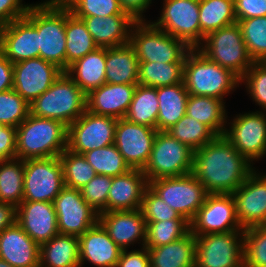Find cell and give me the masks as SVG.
Masks as SVG:
<instances>
[{"instance_id":"cell-48","label":"cell","mask_w":266,"mask_h":267,"mask_svg":"<svg viewBox=\"0 0 266 267\" xmlns=\"http://www.w3.org/2000/svg\"><path fill=\"white\" fill-rule=\"evenodd\" d=\"M111 186L112 177L96 174L80 191L83 199L100 214L107 212V197Z\"/></svg>"},{"instance_id":"cell-24","label":"cell","mask_w":266,"mask_h":267,"mask_svg":"<svg viewBox=\"0 0 266 267\" xmlns=\"http://www.w3.org/2000/svg\"><path fill=\"white\" fill-rule=\"evenodd\" d=\"M78 239L80 267L85 261L97 267H116L122 249L109 237L99 222Z\"/></svg>"},{"instance_id":"cell-25","label":"cell","mask_w":266,"mask_h":267,"mask_svg":"<svg viewBox=\"0 0 266 267\" xmlns=\"http://www.w3.org/2000/svg\"><path fill=\"white\" fill-rule=\"evenodd\" d=\"M85 23L98 47H120L130 42V33L137 22L131 15L75 16Z\"/></svg>"},{"instance_id":"cell-16","label":"cell","mask_w":266,"mask_h":267,"mask_svg":"<svg viewBox=\"0 0 266 267\" xmlns=\"http://www.w3.org/2000/svg\"><path fill=\"white\" fill-rule=\"evenodd\" d=\"M52 203L59 234L79 237L98 222V213L83 199L79 189L64 186Z\"/></svg>"},{"instance_id":"cell-57","label":"cell","mask_w":266,"mask_h":267,"mask_svg":"<svg viewBox=\"0 0 266 267\" xmlns=\"http://www.w3.org/2000/svg\"><path fill=\"white\" fill-rule=\"evenodd\" d=\"M0 267H13L8 262L0 258Z\"/></svg>"},{"instance_id":"cell-19","label":"cell","mask_w":266,"mask_h":267,"mask_svg":"<svg viewBox=\"0 0 266 267\" xmlns=\"http://www.w3.org/2000/svg\"><path fill=\"white\" fill-rule=\"evenodd\" d=\"M253 171L232 193L236 218L244 230L266 224V174Z\"/></svg>"},{"instance_id":"cell-38","label":"cell","mask_w":266,"mask_h":267,"mask_svg":"<svg viewBox=\"0 0 266 267\" xmlns=\"http://www.w3.org/2000/svg\"><path fill=\"white\" fill-rule=\"evenodd\" d=\"M184 63L139 62L138 84L150 87L183 82Z\"/></svg>"},{"instance_id":"cell-26","label":"cell","mask_w":266,"mask_h":267,"mask_svg":"<svg viewBox=\"0 0 266 267\" xmlns=\"http://www.w3.org/2000/svg\"><path fill=\"white\" fill-rule=\"evenodd\" d=\"M0 258L13 267H39L40 245L15 223L0 233Z\"/></svg>"},{"instance_id":"cell-11","label":"cell","mask_w":266,"mask_h":267,"mask_svg":"<svg viewBox=\"0 0 266 267\" xmlns=\"http://www.w3.org/2000/svg\"><path fill=\"white\" fill-rule=\"evenodd\" d=\"M64 186L59 157L24 160L23 201L53 202Z\"/></svg>"},{"instance_id":"cell-22","label":"cell","mask_w":266,"mask_h":267,"mask_svg":"<svg viewBox=\"0 0 266 267\" xmlns=\"http://www.w3.org/2000/svg\"><path fill=\"white\" fill-rule=\"evenodd\" d=\"M98 222L108 232L109 237L122 249L142 241H146V221L140 209L108 211L98 214Z\"/></svg>"},{"instance_id":"cell-39","label":"cell","mask_w":266,"mask_h":267,"mask_svg":"<svg viewBox=\"0 0 266 267\" xmlns=\"http://www.w3.org/2000/svg\"><path fill=\"white\" fill-rule=\"evenodd\" d=\"M190 232V222L186 219H171L146 222L144 247L151 249L175 242Z\"/></svg>"},{"instance_id":"cell-4","label":"cell","mask_w":266,"mask_h":267,"mask_svg":"<svg viewBox=\"0 0 266 267\" xmlns=\"http://www.w3.org/2000/svg\"><path fill=\"white\" fill-rule=\"evenodd\" d=\"M183 83L189 95L223 100L226 94L239 87L241 79L231 70L210 61L195 48L186 55Z\"/></svg>"},{"instance_id":"cell-5","label":"cell","mask_w":266,"mask_h":267,"mask_svg":"<svg viewBox=\"0 0 266 267\" xmlns=\"http://www.w3.org/2000/svg\"><path fill=\"white\" fill-rule=\"evenodd\" d=\"M87 95L62 72L42 95L30 104V114L69 126L86 111Z\"/></svg>"},{"instance_id":"cell-18","label":"cell","mask_w":266,"mask_h":267,"mask_svg":"<svg viewBox=\"0 0 266 267\" xmlns=\"http://www.w3.org/2000/svg\"><path fill=\"white\" fill-rule=\"evenodd\" d=\"M157 129L117 119L115 141L120 154L131 169H143L149 159Z\"/></svg>"},{"instance_id":"cell-53","label":"cell","mask_w":266,"mask_h":267,"mask_svg":"<svg viewBox=\"0 0 266 267\" xmlns=\"http://www.w3.org/2000/svg\"><path fill=\"white\" fill-rule=\"evenodd\" d=\"M141 250H122L116 267H151L148 249L141 247Z\"/></svg>"},{"instance_id":"cell-23","label":"cell","mask_w":266,"mask_h":267,"mask_svg":"<svg viewBox=\"0 0 266 267\" xmlns=\"http://www.w3.org/2000/svg\"><path fill=\"white\" fill-rule=\"evenodd\" d=\"M137 84H110L87 95L86 110L96 115L124 118L132 102Z\"/></svg>"},{"instance_id":"cell-43","label":"cell","mask_w":266,"mask_h":267,"mask_svg":"<svg viewBox=\"0 0 266 267\" xmlns=\"http://www.w3.org/2000/svg\"><path fill=\"white\" fill-rule=\"evenodd\" d=\"M237 23L252 60L266 62V16L242 19Z\"/></svg>"},{"instance_id":"cell-21","label":"cell","mask_w":266,"mask_h":267,"mask_svg":"<svg viewBox=\"0 0 266 267\" xmlns=\"http://www.w3.org/2000/svg\"><path fill=\"white\" fill-rule=\"evenodd\" d=\"M16 223L39 245L59 234L52 202L23 201L16 208Z\"/></svg>"},{"instance_id":"cell-28","label":"cell","mask_w":266,"mask_h":267,"mask_svg":"<svg viewBox=\"0 0 266 267\" xmlns=\"http://www.w3.org/2000/svg\"><path fill=\"white\" fill-rule=\"evenodd\" d=\"M106 48L98 47L69 65L65 73L88 95L106 83Z\"/></svg>"},{"instance_id":"cell-14","label":"cell","mask_w":266,"mask_h":267,"mask_svg":"<svg viewBox=\"0 0 266 267\" xmlns=\"http://www.w3.org/2000/svg\"><path fill=\"white\" fill-rule=\"evenodd\" d=\"M195 236L244 231L237 218L232 194H207L203 205L190 222Z\"/></svg>"},{"instance_id":"cell-35","label":"cell","mask_w":266,"mask_h":267,"mask_svg":"<svg viewBox=\"0 0 266 267\" xmlns=\"http://www.w3.org/2000/svg\"><path fill=\"white\" fill-rule=\"evenodd\" d=\"M66 70L98 46L82 19L75 17L66 6Z\"/></svg>"},{"instance_id":"cell-33","label":"cell","mask_w":266,"mask_h":267,"mask_svg":"<svg viewBox=\"0 0 266 267\" xmlns=\"http://www.w3.org/2000/svg\"><path fill=\"white\" fill-rule=\"evenodd\" d=\"M224 105V101L220 99L189 95L186 115L208 126L217 136H220L223 135L227 123Z\"/></svg>"},{"instance_id":"cell-44","label":"cell","mask_w":266,"mask_h":267,"mask_svg":"<svg viewBox=\"0 0 266 267\" xmlns=\"http://www.w3.org/2000/svg\"><path fill=\"white\" fill-rule=\"evenodd\" d=\"M244 233V267H266V224L246 228Z\"/></svg>"},{"instance_id":"cell-9","label":"cell","mask_w":266,"mask_h":267,"mask_svg":"<svg viewBox=\"0 0 266 267\" xmlns=\"http://www.w3.org/2000/svg\"><path fill=\"white\" fill-rule=\"evenodd\" d=\"M148 187L191 222L203 205L207 192L204 185L191 173L180 177H164L148 182Z\"/></svg>"},{"instance_id":"cell-31","label":"cell","mask_w":266,"mask_h":267,"mask_svg":"<svg viewBox=\"0 0 266 267\" xmlns=\"http://www.w3.org/2000/svg\"><path fill=\"white\" fill-rule=\"evenodd\" d=\"M159 110L157 130L167 131L186 114L189 93L184 83L156 88Z\"/></svg>"},{"instance_id":"cell-49","label":"cell","mask_w":266,"mask_h":267,"mask_svg":"<svg viewBox=\"0 0 266 267\" xmlns=\"http://www.w3.org/2000/svg\"><path fill=\"white\" fill-rule=\"evenodd\" d=\"M246 83L248 94L255 103L266 110V62H254L245 75L241 78V83Z\"/></svg>"},{"instance_id":"cell-47","label":"cell","mask_w":266,"mask_h":267,"mask_svg":"<svg viewBox=\"0 0 266 267\" xmlns=\"http://www.w3.org/2000/svg\"><path fill=\"white\" fill-rule=\"evenodd\" d=\"M140 210L146 222H159L171 219H185L166 204L149 187L144 191Z\"/></svg>"},{"instance_id":"cell-10","label":"cell","mask_w":266,"mask_h":267,"mask_svg":"<svg viewBox=\"0 0 266 267\" xmlns=\"http://www.w3.org/2000/svg\"><path fill=\"white\" fill-rule=\"evenodd\" d=\"M195 237V267H244L243 231Z\"/></svg>"},{"instance_id":"cell-50","label":"cell","mask_w":266,"mask_h":267,"mask_svg":"<svg viewBox=\"0 0 266 267\" xmlns=\"http://www.w3.org/2000/svg\"><path fill=\"white\" fill-rule=\"evenodd\" d=\"M30 7L31 4H22V0H0V27L24 17Z\"/></svg>"},{"instance_id":"cell-36","label":"cell","mask_w":266,"mask_h":267,"mask_svg":"<svg viewBox=\"0 0 266 267\" xmlns=\"http://www.w3.org/2000/svg\"><path fill=\"white\" fill-rule=\"evenodd\" d=\"M158 110L159 101L156 88L137 84L124 118L129 122L157 129Z\"/></svg>"},{"instance_id":"cell-27","label":"cell","mask_w":266,"mask_h":267,"mask_svg":"<svg viewBox=\"0 0 266 267\" xmlns=\"http://www.w3.org/2000/svg\"><path fill=\"white\" fill-rule=\"evenodd\" d=\"M147 187L148 181L141 169H131L123 175L112 177L107 212L140 209Z\"/></svg>"},{"instance_id":"cell-41","label":"cell","mask_w":266,"mask_h":267,"mask_svg":"<svg viewBox=\"0 0 266 267\" xmlns=\"http://www.w3.org/2000/svg\"><path fill=\"white\" fill-rule=\"evenodd\" d=\"M83 156L98 175L115 177L131 170L115 144L85 152Z\"/></svg>"},{"instance_id":"cell-12","label":"cell","mask_w":266,"mask_h":267,"mask_svg":"<svg viewBox=\"0 0 266 267\" xmlns=\"http://www.w3.org/2000/svg\"><path fill=\"white\" fill-rule=\"evenodd\" d=\"M156 28L184 41L191 49L200 46L199 0H163Z\"/></svg>"},{"instance_id":"cell-13","label":"cell","mask_w":266,"mask_h":267,"mask_svg":"<svg viewBox=\"0 0 266 267\" xmlns=\"http://www.w3.org/2000/svg\"><path fill=\"white\" fill-rule=\"evenodd\" d=\"M117 119L86 110L68 126L67 149L77 154L114 144Z\"/></svg>"},{"instance_id":"cell-20","label":"cell","mask_w":266,"mask_h":267,"mask_svg":"<svg viewBox=\"0 0 266 267\" xmlns=\"http://www.w3.org/2000/svg\"><path fill=\"white\" fill-rule=\"evenodd\" d=\"M39 48L38 30L25 17L0 27V51L12 63L39 57Z\"/></svg>"},{"instance_id":"cell-15","label":"cell","mask_w":266,"mask_h":267,"mask_svg":"<svg viewBox=\"0 0 266 267\" xmlns=\"http://www.w3.org/2000/svg\"><path fill=\"white\" fill-rule=\"evenodd\" d=\"M223 136L250 162L266 155V113L262 111L237 115Z\"/></svg>"},{"instance_id":"cell-55","label":"cell","mask_w":266,"mask_h":267,"mask_svg":"<svg viewBox=\"0 0 266 267\" xmlns=\"http://www.w3.org/2000/svg\"><path fill=\"white\" fill-rule=\"evenodd\" d=\"M13 88V63L0 51V92Z\"/></svg>"},{"instance_id":"cell-7","label":"cell","mask_w":266,"mask_h":267,"mask_svg":"<svg viewBox=\"0 0 266 267\" xmlns=\"http://www.w3.org/2000/svg\"><path fill=\"white\" fill-rule=\"evenodd\" d=\"M197 49L210 61L231 70L240 79L254 63L237 22L208 34Z\"/></svg>"},{"instance_id":"cell-42","label":"cell","mask_w":266,"mask_h":267,"mask_svg":"<svg viewBox=\"0 0 266 267\" xmlns=\"http://www.w3.org/2000/svg\"><path fill=\"white\" fill-rule=\"evenodd\" d=\"M62 164L64 185L74 189H81L95 176L94 168L82 154L65 149L59 156Z\"/></svg>"},{"instance_id":"cell-1","label":"cell","mask_w":266,"mask_h":267,"mask_svg":"<svg viewBox=\"0 0 266 267\" xmlns=\"http://www.w3.org/2000/svg\"><path fill=\"white\" fill-rule=\"evenodd\" d=\"M252 166L223 135L193 152L192 174L208 194H232L256 169Z\"/></svg>"},{"instance_id":"cell-54","label":"cell","mask_w":266,"mask_h":267,"mask_svg":"<svg viewBox=\"0 0 266 267\" xmlns=\"http://www.w3.org/2000/svg\"><path fill=\"white\" fill-rule=\"evenodd\" d=\"M123 10L130 14L136 21H146L143 13L148 9L152 0H119Z\"/></svg>"},{"instance_id":"cell-6","label":"cell","mask_w":266,"mask_h":267,"mask_svg":"<svg viewBox=\"0 0 266 267\" xmlns=\"http://www.w3.org/2000/svg\"><path fill=\"white\" fill-rule=\"evenodd\" d=\"M129 44L139 62L184 63L191 48L182 40L156 28L150 21H137Z\"/></svg>"},{"instance_id":"cell-2","label":"cell","mask_w":266,"mask_h":267,"mask_svg":"<svg viewBox=\"0 0 266 267\" xmlns=\"http://www.w3.org/2000/svg\"><path fill=\"white\" fill-rule=\"evenodd\" d=\"M68 146V126L29 114L16 128V158L59 157Z\"/></svg>"},{"instance_id":"cell-3","label":"cell","mask_w":266,"mask_h":267,"mask_svg":"<svg viewBox=\"0 0 266 267\" xmlns=\"http://www.w3.org/2000/svg\"><path fill=\"white\" fill-rule=\"evenodd\" d=\"M39 33V57L66 71V5L61 0L32 4L24 16Z\"/></svg>"},{"instance_id":"cell-46","label":"cell","mask_w":266,"mask_h":267,"mask_svg":"<svg viewBox=\"0 0 266 267\" xmlns=\"http://www.w3.org/2000/svg\"><path fill=\"white\" fill-rule=\"evenodd\" d=\"M74 16L130 15L119 0H61Z\"/></svg>"},{"instance_id":"cell-40","label":"cell","mask_w":266,"mask_h":267,"mask_svg":"<svg viewBox=\"0 0 266 267\" xmlns=\"http://www.w3.org/2000/svg\"><path fill=\"white\" fill-rule=\"evenodd\" d=\"M166 132L193 151L205 146L217 136L208 126L186 114Z\"/></svg>"},{"instance_id":"cell-29","label":"cell","mask_w":266,"mask_h":267,"mask_svg":"<svg viewBox=\"0 0 266 267\" xmlns=\"http://www.w3.org/2000/svg\"><path fill=\"white\" fill-rule=\"evenodd\" d=\"M106 83L138 84L139 59L128 43L120 47L106 48Z\"/></svg>"},{"instance_id":"cell-32","label":"cell","mask_w":266,"mask_h":267,"mask_svg":"<svg viewBox=\"0 0 266 267\" xmlns=\"http://www.w3.org/2000/svg\"><path fill=\"white\" fill-rule=\"evenodd\" d=\"M39 267H80L78 237L58 234L42 243Z\"/></svg>"},{"instance_id":"cell-51","label":"cell","mask_w":266,"mask_h":267,"mask_svg":"<svg viewBox=\"0 0 266 267\" xmlns=\"http://www.w3.org/2000/svg\"><path fill=\"white\" fill-rule=\"evenodd\" d=\"M237 22L242 19L266 16V0H234Z\"/></svg>"},{"instance_id":"cell-56","label":"cell","mask_w":266,"mask_h":267,"mask_svg":"<svg viewBox=\"0 0 266 267\" xmlns=\"http://www.w3.org/2000/svg\"><path fill=\"white\" fill-rule=\"evenodd\" d=\"M16 223V207L0 202V233Z\"/></svg>"},{"instance_id":"cell-37","label":"cell","mask_w":266,"mask_h":267,"mask_svg":"<svg viewBox=\"0 0 266 267\" xmlns=\"http://www.w3.org/2000/svg\"><path fill=\"white\" fill-rule=\"evenodd\" d=\"M24 161H0V202L18 207L23 202Z\"/></svg>"},{"instance_id":"cell-30","label":"cell","mask_w":266,"mask_h":267,"mask_svg":"<svg viewBox=\"0 0 266 267\" xmlns=\"http://www.w3.org/2000/svg\"><path fill=\"white\" fill-rule=\"evenodd\" d=\"M148 251L151 267H195L196 237L190 231L175 242Z\"/></svg>"},{"instance_id":"cell-34","label":"cell","mask_w":266,"mask_h":267,"mask_svg":"<svg viewBox=\"0 0 266 267\" xmlns=\"http://www.w3.org/2000/svg\"><path fill=\"white\" fill-rule=\"evenodd\" d=\"M236 22L234 0H199L200 45L211 32Z\"/></svg>"},{"instance_id":"cell-8","label":"cell","mask_w":266,"mask_h":267,"mask_svg":"<svg viewBox=\"0 0 266 267\" xmlns=\"http://www.w3.org/2000/svg\"><path fill=\"white\" fill-rule=\"evenodd\" d=\"M193 152L166 131H157L152 151L142 171L148 182L191 174Z\"/></svg>"},{"instance_id":"cell-45","label":"cell","mask_w":266,"mask_h":267,"mask_svg":"<svg viewBox=\"0 0 266 267\" xmlns=\"http://www.w3.org/2000/svg\"><path fill=\"white\" fill-rule=\"evenodd\" d=\"M30 114V105L12 88L0 92V123L17 128Z\"/></svg>"},{"instance_id":"cell-17","label":"cell","mask_w":266,"mask_h":267,"mask_svg":"<svg viewBox=\"0 0 266 267\" xmlns=\"http://www.w3.org/2000/svg\"><path fill=\"white\" fill-rule=\"evenodd\" d=\"M63 71L40 57L13 63V89L30 105Z\"/></svg>"},{"instance_id":"cell-52","label":"cell","mask_w":266,"mask_h":267,"mask_svg":"<svg viewBox=\"0 0 266 267\" xmlns=\"http://www.w3.org/2000/svg\"><path fill=\"white\" fill-rule=\"evenodd\" d=\"M16 158V128L0 123V161Z\"/></svg>"}]
</instances>
